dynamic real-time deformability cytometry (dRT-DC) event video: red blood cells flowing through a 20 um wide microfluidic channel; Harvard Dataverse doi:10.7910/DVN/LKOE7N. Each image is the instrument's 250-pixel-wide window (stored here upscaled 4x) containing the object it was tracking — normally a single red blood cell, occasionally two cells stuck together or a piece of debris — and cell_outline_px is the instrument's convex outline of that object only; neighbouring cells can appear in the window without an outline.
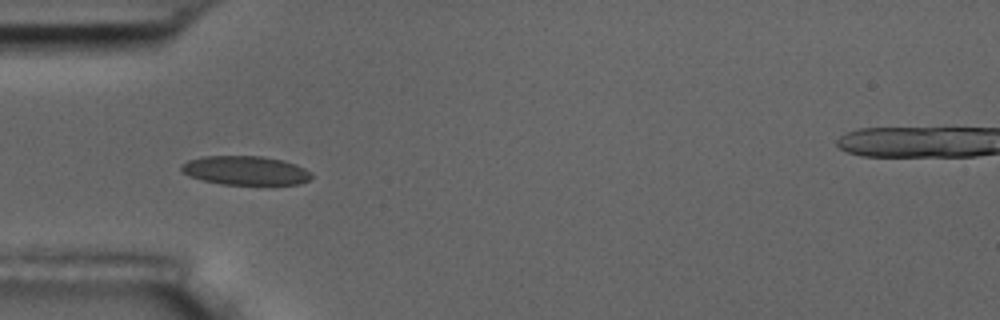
{"species": "common noctule bat (a hibernating species)", "species_latin": "Nyctalus noctula", "temperature_condition": "room temperature", "stored_images_in_passage": 6, "camera_frame_rate_fps": 3000, "um_per_image_px": 0.085, "animal": {"sex": "male", "body_mass_g": 17.5, "forearm_length_mm": 52.3}, "frame": {"image": 1, "passage_image": 5, "time_ms": 5.333, "image_size_px": [1000, 320], "cell_outline_px": [[312, 176], [308, 180], [300, 184], [220, 184], [188, 176], [180, 168], [180, 164], [188, 160], [204, 156], [260, 156], [284, 160], [296, 164], [312, 172]], "centroid_in_image_um": [20.86, 14.48], "position_along_channel_um": 64.1, "area_um2": 21.96}}